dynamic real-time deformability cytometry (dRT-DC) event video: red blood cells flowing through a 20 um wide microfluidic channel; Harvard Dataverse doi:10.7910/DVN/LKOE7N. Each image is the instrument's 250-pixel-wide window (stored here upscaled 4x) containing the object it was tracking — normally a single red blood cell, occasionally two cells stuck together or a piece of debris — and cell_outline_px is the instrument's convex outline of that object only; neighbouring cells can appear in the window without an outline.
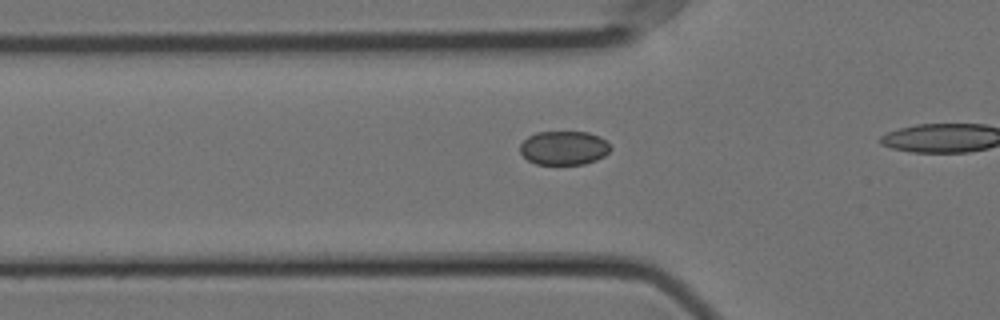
{"species": "Egyptian fruit bat (a non-hibernating species)", "species_latin": "Rousettus aegyptiacus", "temperature_condition": "cold", "stored_images_in_passage": 16, "camera_frame_rate_fps": 3000, "um_per_image_px": 0.085, "animal": {"sex": "female"}, "frame": {"image": 1, "passage_image": 10, "time_ms": 3.0, "image_size_px": [1000, 320], "cell_outline_px": [[612, 148], [604, 156], [596, 160], [584, 164], [536, 164], [528, 160], [520, 152], [520, 144], [528, 136], [536, 132], [588, 132], [604, 140]], "centroid_in_image_um": [47.9, 12.58], "position_along_channel_um": 77.9, "area_um2": 17.74}}
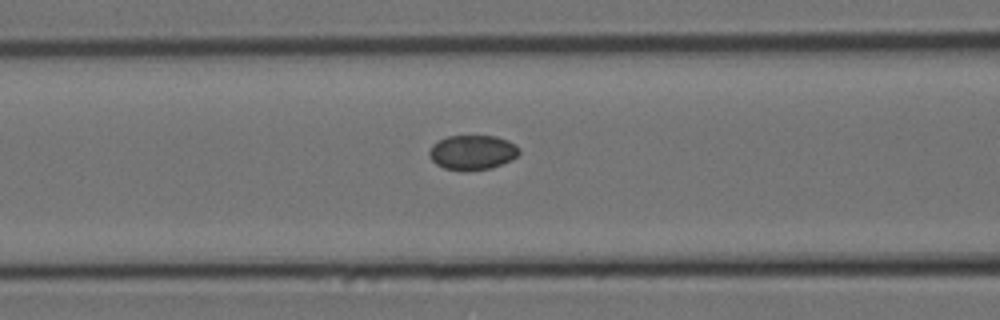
{"frame": {"image": 2, "passage_image": 14, "time_ms": 4.333, "image_size_px": [1000, 320], "cell_outline_px": [[520, 152], [512, 160], [492, 168], [468, 172], [444, 168], [436, 164], [428, 156], [428, 152], [432, 144], [448, 136], [496, 136], [508, 140], [516, 144], [520, 148]], "centroid_in_image_um": [40.17, 12.97], "position_along_channel_um": 126.4, "area_um2": 18.5}}